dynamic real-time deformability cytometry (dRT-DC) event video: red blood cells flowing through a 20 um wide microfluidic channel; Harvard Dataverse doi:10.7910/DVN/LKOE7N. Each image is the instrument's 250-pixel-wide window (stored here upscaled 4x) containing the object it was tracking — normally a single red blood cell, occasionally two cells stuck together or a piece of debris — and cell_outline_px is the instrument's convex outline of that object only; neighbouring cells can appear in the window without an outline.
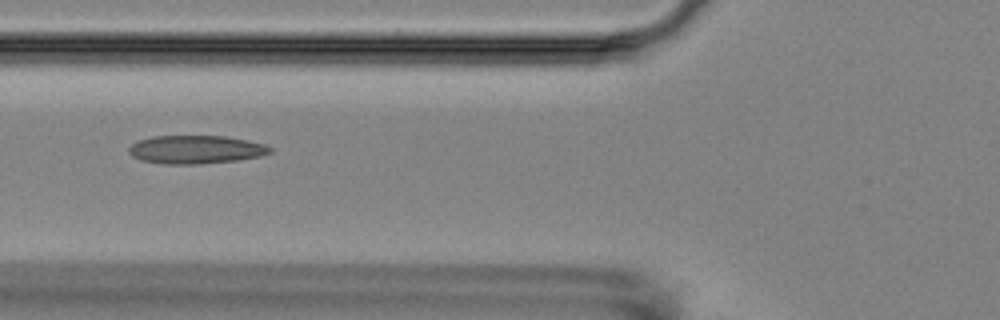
{"species": "Egyptian fruit bat (a non-hibernating species)", "species_latin": "Rousettus aegyptiacus", "temperature_condition": "room temperature", "stored_images_in_passage": 6, "camera_frame_rate_fps": 3000, "um_per_image_px": 0.085, "animal": {"sex": "female"}, "frame": {"image": 1, "passage_image": 5, "time_ms": 5.667, "image_size_px": [1000, 320], "cell_outline_px": [[272, 152], [260, 156], [236, 160], [200, 164], [164, 164], [140, 160], [132, 156], [128, 152], [128, 148], [132, 144], [140, 140], [152, 136], [224, 136], [248, 140], [264, 144], [272, 148]], "centroid_in_image_um": [16.63, 12.71], "position_along_channel_um": 109.2, "area_um2": 23.29}}